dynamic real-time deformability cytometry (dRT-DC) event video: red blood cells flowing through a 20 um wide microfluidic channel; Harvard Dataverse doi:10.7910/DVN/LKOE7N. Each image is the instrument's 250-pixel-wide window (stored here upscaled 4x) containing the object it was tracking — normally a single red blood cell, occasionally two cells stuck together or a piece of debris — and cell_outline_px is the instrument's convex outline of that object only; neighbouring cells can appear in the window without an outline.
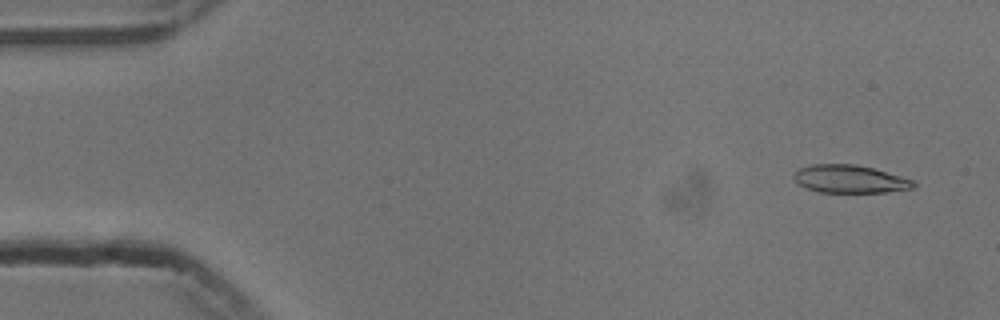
{"species": "common noctule bat (a hibernating species)", "species_latin": "Nyctalus noctula", "temperature_condition": "cold", "stored_images_in_passage": 54, "camera_frame_rate_fps": 3000, "um_per_image_px": 0.085, "animal": {"sex": "male", "body_mass_g": 13.3}, "frame": {"image": 1, "passage_image": 3, "time_ms": 0.667, "image_size_px": [1000, 320], "cell_outline_px": [[916, 184], [912, 188], [884, 192], [820, 192], [808, 188], [800, 184], [792, 176], [800, 168], [812, 164], [856, 164], [872, 168], [900, 176], [912, 180]], "centroid_in_image_um": [72.22, 15.21], "position_along_channel_um": 12.8, "area_um2": 19.07}}
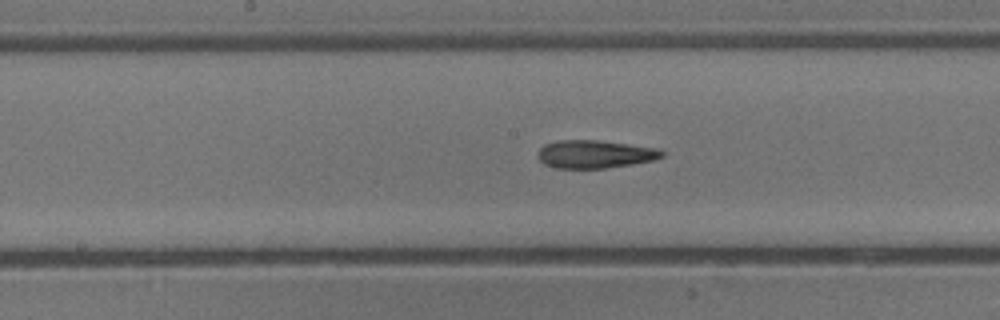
{"frame": {"image": 2, "passage_image": 27, "time_ms": 8.667, "image_size_px": [1000, 320], "cell_outline_px": [[664, 156], [652, 160], [632, 164], [604, 168], [556, 168], [544, 164], [540, 160], [540, 148], [544, 144], [556, 140], [600, 140], [660, 148], [664, 152]], "centroid_in_image_um": [50.6, 13.09], "position_along_channel_um": 197.6, "area_um2": 20.23}}
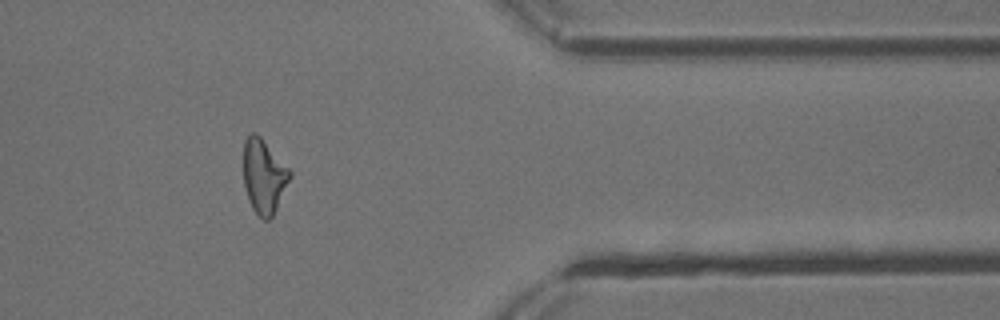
{"frame": {"image": 3, "passage_image": 44, "time_ms": 14.333, "image_size_px": [1000, 320], "cell_outline_px": [[292, 176], [272, 216], [268, 220], [264, 220], [252, 208], [248, 200], [244, 184], [244, 140], [252, 132], [256, 132], [260, 136], [292, 172]], "centroid_in_image_um": [22.42, 14.97], "position_along_channel_um": 389.0, "area_um2": 19.83}, "authors_computed_cell_mechanics": {"area_um2": 20.3167, "velocity_mm_per_s": 3.7664, "shape_relaxation_time_tau1_ms": 6.9246, "shape_relaxation_time_tau2_ms": 2.4162, "deformation_change_tau1": 0.2047, "deformation_change_tau2": 0.1207}}